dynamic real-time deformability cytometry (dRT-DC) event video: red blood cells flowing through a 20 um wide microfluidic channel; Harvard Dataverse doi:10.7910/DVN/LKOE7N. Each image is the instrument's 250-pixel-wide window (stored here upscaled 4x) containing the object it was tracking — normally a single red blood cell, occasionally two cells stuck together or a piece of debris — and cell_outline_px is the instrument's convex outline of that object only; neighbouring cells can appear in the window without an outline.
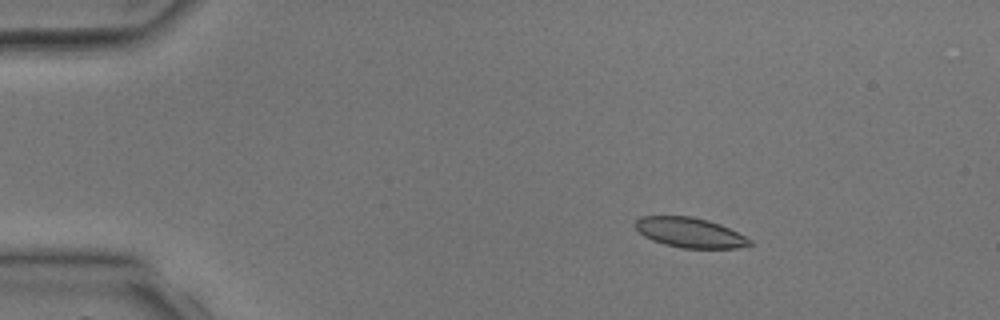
{"species": "common noctule bat (a hibernating species)", "species_latin": "Nyctalus noctula", "temperature_condition": "room temperature", "stored_images_in_passage": 3, "camera_frame_rate_fps": 3000, "um_per_image_px": 0.085, "animal": {"sex": "male", "body_mass_g": 17.9, "forearm_length_mm": 54.2}, "frame": {"image": 1, "passage_image": 1, "time_ms": 0.0, "image_size_px": [1000, 320], "cell_outline_px": [[752, 244], [740, 248], [680, 248], [664, 244], [652, 240], [644, 236], [636, 228], [636, 220], [640, 216], [692, 216], [708, 220], [720, 224], [752, 240]], "centroid_in_image_um": [58.64, 19.77], "position_along_channel_um": 26.4, "area_um2": 19.88}}
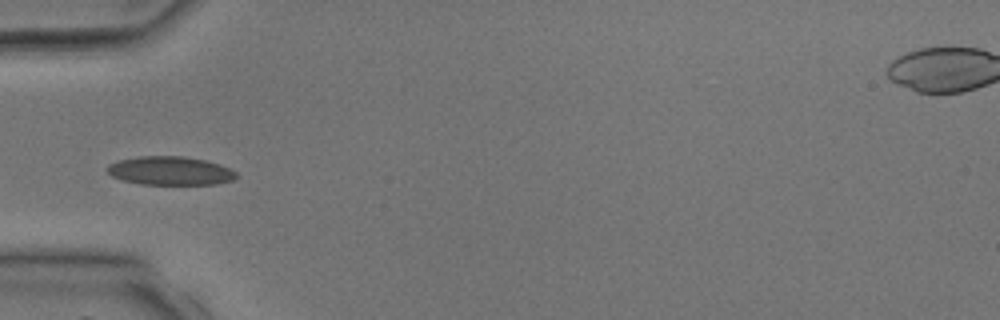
{"frame": {"image": 2, "passage_image": 3, "time_ms": 2.333, "image_size_px": [1000, 320], "cell_outline_px": [[236, 176], [232, 180], [216, 184], [140, 184], [124, 180], [112, 176], [108, 172], [108, 164], [120, 160], [140, 156], [184, 156], [204, 160], [220, 164], [236, 172]], "centroid_in_image_um": [14.47, 14.51], "position_along_channel_um": 70.5, "area_um2": 21.27}}